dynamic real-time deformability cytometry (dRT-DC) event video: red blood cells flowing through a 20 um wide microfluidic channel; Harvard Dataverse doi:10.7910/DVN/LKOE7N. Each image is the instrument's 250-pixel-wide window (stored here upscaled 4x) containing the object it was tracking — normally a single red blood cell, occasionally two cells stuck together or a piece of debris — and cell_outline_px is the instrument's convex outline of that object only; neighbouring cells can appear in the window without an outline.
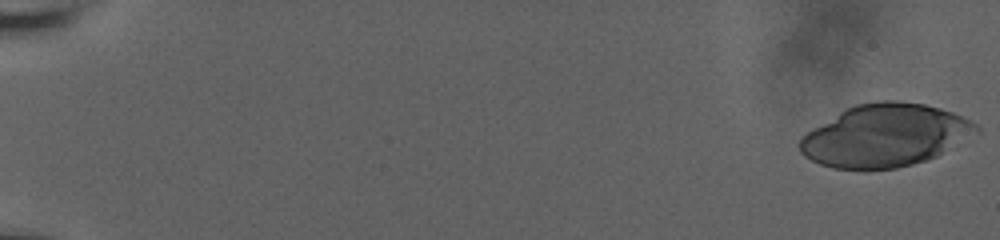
{"species": "human", "species_latin": "Homo sapiens", "temperature_condition": "room temperature", "stored_images_in_passage": 48, "camera_frame_rate_fps": 3000, "um_per_image_px": 0.085, "donor": {"sex": "male"}, "frame": {"image": 1, "passage_image": 1, "time_ms": 0.0, "image_size_px": [1000, 240], "cell_outline_px": [[980, 132], [936, 156], [912, 164], [896, 168], [864, 172], [832, 168], [820, 164], [804, 156], [800, 152], [800, 136], [812, 128], [840, 112], [856, 104], [884, 100], [896, 100], [924, 104], [940, 108], [952, 112], [976, 124], [980, 128]], "centroid_in_image_um": [75.2, 11.54], "position_along_channel_um": 9.8, "area_um2": 64.62}}